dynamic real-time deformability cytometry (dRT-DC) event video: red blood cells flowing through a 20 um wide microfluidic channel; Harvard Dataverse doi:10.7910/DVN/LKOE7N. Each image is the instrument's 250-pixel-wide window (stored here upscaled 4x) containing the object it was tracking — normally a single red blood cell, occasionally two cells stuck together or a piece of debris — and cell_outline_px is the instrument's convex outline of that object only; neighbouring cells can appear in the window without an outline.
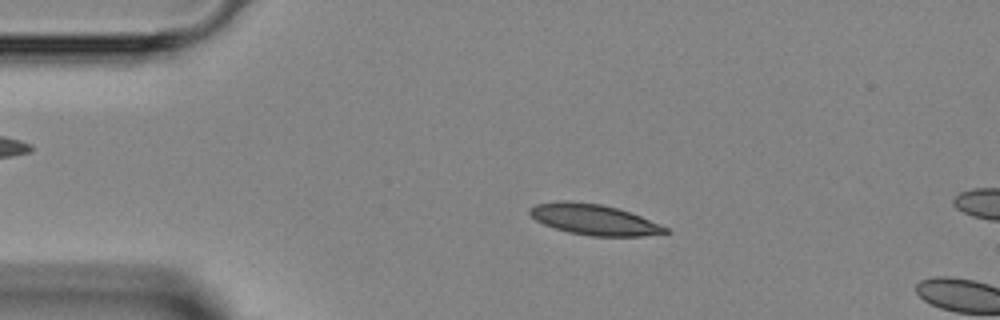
{"species": "Egyptian fruit bat (a non-hibernating species)", "species_latin": "Rousettus aegyptiacus", "temperature_condition": "room temperature", "stored_images_in_passage": 3, "camera_frame_rate_fps": 3000, "um_per_image_px": 0.085, "animal": {"sex": "female"}, "frame": {"image": 1, "passage_image": 2, "time_ms": 1.0, "image_size_px": [1000, 320], "cell_outline_px": [[672, 232], [644, 236], [592, 236], [568, 232], [544, 224], [536, 220], [528, 212], [528, 208], [536, 204], [560, 200], [564, 200], [600, 204], [616, 208], [640, 216], [668, 228]], "centroid_in_image_um": [50.47, 18.66], "position_along_channel_um": 34.5, "area_um2": 24.04}}